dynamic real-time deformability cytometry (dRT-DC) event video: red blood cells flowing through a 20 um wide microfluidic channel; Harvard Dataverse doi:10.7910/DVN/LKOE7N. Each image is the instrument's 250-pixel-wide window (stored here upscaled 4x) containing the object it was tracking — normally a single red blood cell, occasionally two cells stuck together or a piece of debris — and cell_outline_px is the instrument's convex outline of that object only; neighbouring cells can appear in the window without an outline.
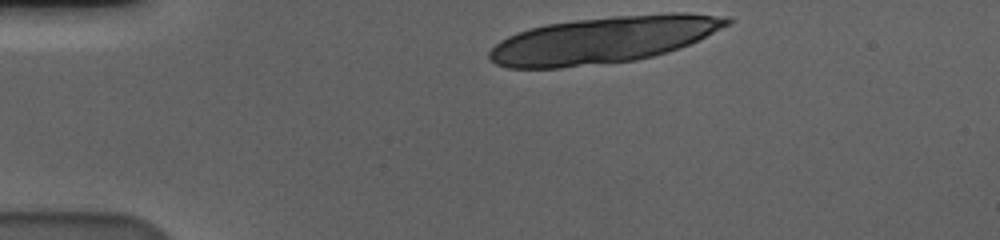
{"species": "human", "species_latin": "Homo sapiens", "temperature_condition": "cold", "stored_images_in_passage": 10, "camera_frame_rate_fps": 3000, "um_per_image_px": 0.085, "donor": {"sex": "male"}, "frame": {"image": 1, "passage_image": 1, "time_ms": 0.0, "image_size_px": [1000, 240], "cell_outline_px": [[732, 24], [680, 48], [668, 52], [636, 60], [560, 68], [508, 68], [496, 64], [488, 60], [488, 52], [500, 40], [516, 32], [528, 28], [548, 24], [576, 20], [612, 16], [672, 12], [684, 12], [728, 16], [732, 20]], "centroid_in_image_um": [51.3, 3.38], "position_along_channel_um": 33.7, "area_um2": 65.08}}